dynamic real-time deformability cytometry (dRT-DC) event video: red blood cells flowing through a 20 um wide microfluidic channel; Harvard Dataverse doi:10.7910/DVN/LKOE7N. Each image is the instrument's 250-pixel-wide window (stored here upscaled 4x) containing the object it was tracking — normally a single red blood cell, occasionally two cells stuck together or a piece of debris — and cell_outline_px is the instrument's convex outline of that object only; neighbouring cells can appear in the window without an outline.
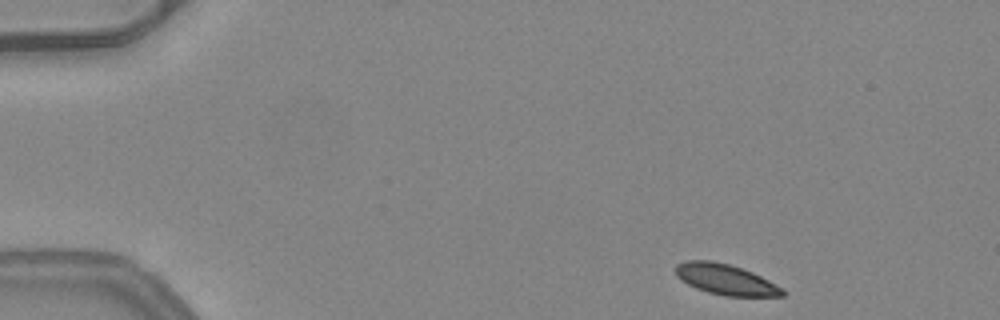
{"species": "common noctule bat (a hibernating species)", "species_latin": "Nyctalus noctula", "temperature_condition": "warm", "stored_images_in_passage": 46, "camera_frame_rate_fps": 3000, "um_per_image_px": 0.085, "animal": {"sex": "female", "body_mass_g": 24.6, "forearm_length_mm": 56.2}, "frame": {"image": 1, "passage_image": 1, "time_ms": 0.0, "image_size_px": [1000, 320], "cell_outline_px": [[784, 296], [724, 296], [708, 292], [696, 288], [680, 280], [676, 276], [676, 264], [688, 260], [712, 260], [728, 264], [752, 272], [784, 288]], "centroid_in_image_um": [61.66, 23.75], "position_along_channel_um": 23.3, "area_um2": 19.02}}
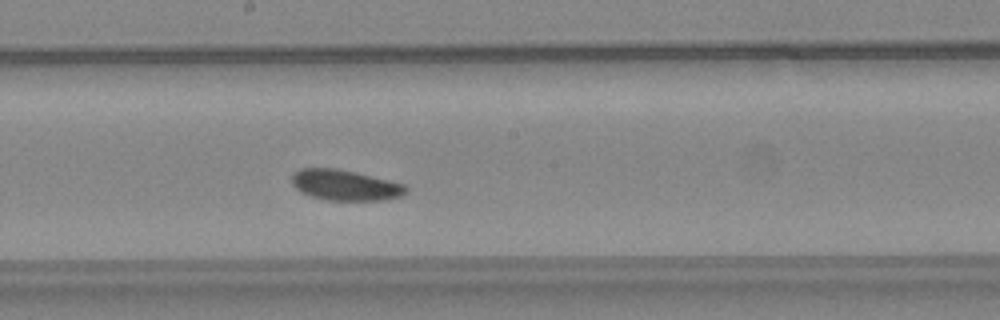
{"frame": {"image": 2, "passage_image": 23, "time_ms": 7.333, "image_size_px": [1000, 320], "cell_outline_px": [[408, 192], [400, 196], [384, 200], [328, 200], [312, 196], [300, 192], [292, 184], [292, 176], [300, 168], [336, 168], [356, 172], [404, 184], [408, 188]], "centroid_in_image_um": [29.34, 15.73], "position_along_channel_um": 218.9, "area_um2": 20.29}}
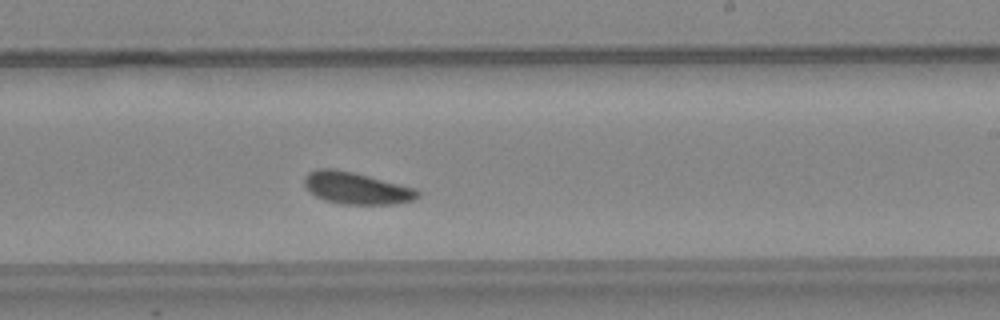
{"frame": {"image": 3, "passage_image": 26, "time_ms": 8.333, "image_size_px": [1000, 320], "cell_outline_px": [[420, 196], [412, 200], [396, 204], [344, 204], [324, 200], [316, 196], [304, 184], [304, 176], [308, 172], [316, 168], [336, 168], [416, 188], [420, 192]], "centroid_in_image_um": [30.29, 15.98], "position_along_channel_um": 258.7, "area_um2": 21.04}, "authors_computed_cell_mechanics": {"area_um2": 20.4901, "velocity_mm_per_s": 3.9902, "shape_relaxation_time_tau1_ms": 1.6784, "shape_relaxation_time_tau2_ms": null, "deformation_change_tau1": 0.0402, "deformation_change_tau2": null}}